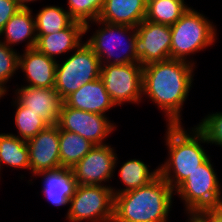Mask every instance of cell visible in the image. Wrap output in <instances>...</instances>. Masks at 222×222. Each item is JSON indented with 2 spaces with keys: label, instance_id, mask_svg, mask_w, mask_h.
<instances>
[{
  "label": "cell",
  "instance_id": "6",
  "mask_svg": "<svg viewBox=\"0 0 222 222\" xmlns=\"http://www.w3.org/2000/svg\"><path fill=\"white\" fill-rule=\"evenodd\" d=\"M210 158L174 190L175 195L184 202L187 214H199L222 204V186Z\"/></svg>",
  "mask_w": 222,
  "mask_h": 222
},
{
  "label": "cell",
  "instance_id": "8",
  "mask_svg": "<svg viewBox=\"0 0 222 222\" xmlns=\"http://www.w3.org/2000/svg\"><path fill=\"white\" fill-rule=\"evenodd\" d=\"M69 222H112L114 195L111 186L79 185L69 201Z\"/></svg>",
  "mask_w": 222,
  "mask_h": 222
},
{
  "label": "cell",
  "instance_id": "14",
  "mask_svg": "<svg viewBox=\"0 0 222 222\" xmlns=\"http://www.w3.org/2000/svg\"><path fill=\"white\" fill-rule=\"evenodd\" d=\"M15 95L23 106L45 119L50 125L57 124L64 101L55 88L22 85L15 90Z\"/></svg>",
  "mask_w": 222,
  "mask_h": 222
},
{
  "label": "cell",
  "instance_id": "31",
  "mask_svg": "<svg viewBox=\"0 0 222 222\" xmlns=\"http://www.w3.org/2000/svg\"><path fill=\"white\" fill-rule=\"evenodd\" d=\"M207 222H222V204L199 213Z\"/></svg>",
  "mask_w": 222,
  "mask_h": 222
},
{
  "label": "cell",
  "instance_id": "20",
  "mask_svg": "<svg viewBox=\"0 0 222 222\" xmlns=\"http://www.w3.org/2000/svg\"><path fill=\"white\" fill-rule=\"evenodd\" d=\"M31 8H21L16 12L0 31L1 42L13 48L16 44L26 41L25 50L33 49L37 43L35 18ZM4 36V37H2Z\"/></svg>",
  "mask_w": 222,
  "mask_h": 222
},
{
  "label": "cell",
  "instance_id": "21",
  "mask_svg": "<svg viewBox=\"0 0 222 222\" xmlns=\"http://www.w3.org/2000/svg\"><path fill=\"white\" fill-rule=\"evenodd\" d=\"M121 182L126 187L116 189L111 186L113 195L123 194L143 187L159 176V166L153 171L140 159H130L122 164L119 170Z\"/></svg>",
  "mask_w": 222,
  "mask_h": 222
},
{
  "label": "cell",
  "instance_id": "22",
  "mask_svg": "<svg viewBox=\"0 0 222 222\" xmlns=\"http://www.w3.org/2000/svg\"><path fill=\"white\" fill-rule=\"evenodd\" d=\"M3 165L30 170L29 151L25 140L12 133H0V172Z\"/></svg>",
  "mask_w": 222,
  "mask_h": 222
},
{
  "label": "cell",
  "instance_id": "3",
  "mask_svg": "<svg viewBox=\"0 0 222 222\" xmlns=\"http://www.w3.org/2000/svg\"><path fill=\"white\" fill-rule=\"evenodd\" d=\"M173 191L159 175L146 186L114 195L112 222H167Z\"/></svg>",
  "mask_w": 222,
  "mask_h": 222
},
{
  "label": "cell",
  "instance_id": "5",
  "mask_svg": "<svg viewBox=\"0 0 222 222\" xmlns=\"http://www.w3.org/2000/svg\"><path fill=\"white\" fill-rule=\"evenodd\" d=\"M91 23L101 27H98V30L85 42L98 56L101 65L139 63L135 54L136 27L111 24L98 19ZM120 50L123 54H120Z\"/></svg>",
  "mask_w": 222,
  "mask_h": 222
},
{
  "label": "cell",
  "instance_id": "13",
  "mask_svg": "<svg viewBox=\"0 0 222 222\" xmlns=\"http://www.w3.org/2000/svg\"><path fill=\"white\" fill-rule=\"evenodd\" d=\"M29 151L30 171L35 176L39 172L61 167L59 151V128L49 125L35 137L26 141Z\"/></svg>",
  "mask_w": 222,
  "mask_h": 222
},
{
  "label": "cell",
  "instance_id": "12",
  "mask_svg": "<svg viewBox=\"0 0 222 222\" xmlns=\"http://www.w3.org/2000/svg\"><path fill=\"white\" fill-rule=\"evenodd\" d=\"M135 54L142 66L171 59L169 25L143 20L136 27Z\"/></svg>",
  "mask_w": 222,
  "mask_h": 222
},
{
  "label": "cell",
  "instance_id": "28",
  "mask_svg": "<svg viewBox=\"0 0 222 222\" xmlns=\"http://www.w3.org/2000/svg\"><path fill=\"white\" fill-rule=\"evenodd\" d=\"M19 54L14 48L1 42L0 39V84L5 88L7 87L6 83L18 70Z\"/></svg>",
  "mask_w": 222,
  "mask_h": 222
},
{
  "label": "cell",
  "instance_id": "23",
  "mask_svg": "<svg viewBox=\"0 0 222 222\" xmlns=\"http://www.w3.org/2000/svg\"><path fill=\"white\" fill-rule=\"evenodd\" d=\"M95 145L80 135L59 129V151L61 167L72 168Z\"/></svg>",
  "mask_w": 222,
  "mask_h": 222
},
{
  "label": "cell",
  "instance_id": "25",
  "mask_svg": "<svg viewBox=\"0 0 222 222\" xmlns=\"http://www.w3.org/2000/svg\"><path fill=\"white\" fill-rule=\"evenodd\" d=\"M35 18L36 34L49 35L66 29L74 20L63 7L50 5L45 6Z\"/></svg>",
  "mask_w": 222,
  "mask_h": 222
},
{
  "label": "cell",
  "instance_id": "33",
  "mask_svg": "<svg viewBox=\"0 0 222 222\" xmlns=\"http://www.w3.org/2000/svg\"><path fill=\"white\" fill-rule=\"evenodd\" d=\"M18 4V6L20 8H24V9H27V8H30L28 5V3L30 4V2H34V1H37V0H15Z\"/></svg>",
  "mask_w": 222,
  "mask_h": 222
},
{
  "label": "cell",
  "instance_id": "4",
  "mask_svg": "<svg viewBox=\"0 0 222 222\" xmlns=\"http://www.w3.org/2000/svg\"><path fill=\"white\" fill-rule=\"evenodd\" d=\"M170 29L171 59L191 62L194 65L190 55L213 45L217 39V29L213 22L191 7L170 26Z\"/></svg>",
  "mask_w": 222,
  "mask_h": 222
},
{
  "label": "cell",
  "instance_id": "34",
  "mask_svg": "<svg viewBox=\"0 0 222 222\" xmlns=\"http://www.w3.org/2000/svg\"><path fill=\"white\" fill-rule=\"evenodd\" d=\"M7 88H5L4 86H2L1 84H0V99L5 95V94H7Z\"/></svg>",
  "mask_w": 222,
  "mask_h": 222
},
{
  "label": "cell",
  "instance_id": "18",
  "mask_svg": "<svg viewBox=\"0 0 222 222\" xmlns=\"http://www.w3.org/2000/svg\"><path fill=\"white\" fill-rule=\"evenodd\" d=\"M85 25L73 21L66 29L49 35H37L35 48L48 57L57 60L63 53L73 52L82 43ZM82 38V39H81Z\"/></svg>",
  "mask_w": 222,
  "mask_h": 222
},
{
  "label": "cell",
  "instance_id": "1",
  "mask_svg": "<svg viewBox=\"0 0 222 222\" xmlns=\"http://www.w3.org/2000/svg\"><path fill=\"white\" fill-rule=\"evenodd\" d=\"M195 67L176 59L143 66V95L164 112L168 125L182 124L181 110L193 84Z\"/></svg>",
  "mask_w": 222,
  "mask_h": 222
},
{
  "label": "cell",
  "instance_id": "11",
  "mask_svg": "<svg viewBox=\"0 0 222 222\" xmlns=\"http://www.w3.org/2000/svg\"><path fill=\"white\" fill-rule=\"evenodd\" d=\"M117 156L109 143L95 145L71 168L74 178L79 185H105L114 176Z\"/></svg>",
  "mask_w": 222,
  "mask_h": 222
},
{
  "label": "cell",
  "instance_id": "17",
  "mask_svg": "<svg viewBox=\"0 0 222 222\" xmlns=\"http://www.w3.org/2000/svg\"><path fill=\"white\" fill-rule=\"evenodd\" d=\"M35 176L43 178L42 193L54 207L66 206L75 194L78 186L71 168L60 167L39 172Z\"/></svg>",
  "mask_w": 222,
  "mask_h": 222
},
{
  "label": "cell",
  "instance_id": "19",
  "mask_svg": "<svg viewBox=\"0 0 222 222\" xmlns=\"http://www.w3.org/2000/svg\"><path fill=\"white\" fill-rule=\"evenodd\" d=\"M147 0H105L98 20L137 27L146 16Z\"/></svg>",
  "mask_w": 222,
  "mask_h": 222
},
{
  "label": "cell",
  "instance_id": "32",
  "mask_svg": "<svg viewBox=\"0 0 222 222\" xmlns=\"http://www.w3.org/2000/svg\"><path fill=\"white\" fill-rule=\"evenodd\" d=\"M188 222H207L200 214H188Z\"/></svg>",
  "mask_w": 222,
  "mask_h": 222
},
{
  "label": "cell",
  "instance_id": "26",
  "mask_svg": "<svg viewBox=\"0 0 222 222\" xmlns=\"http://www.w3.org/2000/svg\"><path fill=\"white\" fill-rule=\"evenodd\" d=\"M13 104H15L14 107H17L14 120L18 129V135L14 136L27 141L50 125L45 119L23 106L16 98L15 101L13 100Z\"/></svg>",
  "mask_w": 222,
  "mask_h": 222
},
{
  "label": "cell",
  "instance_id": "29",
  "mask_svg": "<svg viewBox=\"0 0 222 222\" xmlns=\"http://www.w3.org/2000/svg\"><path fill=\"white\" fill-rule=\"evenodd\" d=\"M196 127L211 145L222 147V112L206 115Z\"/></svg>",
  "mask_w": 222,
  "mask_h": 222
},
{
  "label": "cell",
  "instance_id": "24",
  "mask_svg": "<svg viewBox=\"0 0 222 222\" xmlns=\"http://www.w3.org/2000/svg\"><path fill=\"white\" fill-rule=\"evenodd\" d=\"M188 9L184 0H147L145 20L171 26Z\"/></svg>",
  "mask_w": 222,
  "mask_h": 222
},
{
  "label": "cell",
  "instance_id": "30",
  "mask_svg": "<svg viewBox=\"0 0 222 222\" xmlns=\"http://www.w3.org/2000/svg\"><path fill=\"white\" fill-rule=\"evenodd\" d=\"M20 9L15 0H0V31Z\"/></svg>",
  "mask_w": 222,
  "mask_h": 222
},
{
  "label": "cell",
  "instance_id": "27",
  "mask_svg": "<svg viewBox=\"0 0 222 222\" xmlns=\"http://www.w3.org/2000/svg\"><path fill=\"white\" fill-rule=\"evenodd\" d=\"M104 2L105 0H68L67 11L74 21L85 25L86 34L92 27L90 22L99 18Z\"/></svg>",
  "mask_w": 222,
  "mask_h": 222
},
{
  "label": "cell",
  "instance_id": "9",
  "mask_svg": "<svg viewBox=\"0 0 222 222\" xmlns=\"http://www.w3.org/2000/svg\"><path fill=\"white\" fill-rule=\"evenodd\" d=\"M100 79L116 106L139 104L143 94V66L140 63L101 65Z\"/></svg>",
  "mask_w": 222,
  "mask_h": 222
},
{
  "label": "cell",
  "instance_id": "2",
  "mask_svg": "<svg viewBox=\"0 0 222 222\" xmlns=\"http://www.w3.org/2000/svg\"><path fill=\"white\" fill-rule=\"evenodd\" d=\"M166 126L168 159L159 167V175L175 190L210 157L201 145L209 143L196 126L189 132L182 124Z\"/></svg>",
  "mask_w": 222,
  "mask_h": 222
},
{
  "label": "cell",
  "instance_id": "16",
  "mask_svg": "<svg viewBox=\"0 0 222 222\" xmlns=\"http://www.w3.org/2000/svg\"><path fill=\"white\" fill-rule=\"evenodd\" d=\"M63 101L68 107L102 115L115 106L100 78L83 84Z\"/></svg>",
  "mask_w": 222,
  "mask_h": 222
},
{
  "label": "cell",
  "instance_id": "15",
  "mask_svg": "<svg viewBox=\"0 0 222 222\" xmlns=\"http://www.w3.org/2000/svg\"><path fill=\"white\" fill-rule=\"evenodd\" d=\"M19 54V66L30 87L54 88L57 60L40 53L36 48Z\"/></svg>",
  "mask_w": 222,
  "mask_h": 222
},
{
  "label": "cell",
  "instance_id": "7",
  "mask_svg": "<svg viewBox=\"0 0 222 222\" xmlns=\"http://www.w3.org/2000/svg\"><path fill=\"white\" fill-rule=\"evenodd\" d=\"M57 61L54 88L64 100L83 84L100 78L101 63L84 41L63 61Z\"/></svg>",
  "mask_w": 222,
  "mask_h": 222
},
{
  "label": "cell",
  "instance_id": "10",
  "mask_svg": "<svg viewBox=\"0 0 222 222\" xmlns=\"http://www.w3.org/2000/svg\"><path fill=\"white\" fill-rule=\"evenodd\" d=\"M111 122L106 115L74 109L63 103L56 125L88 139L94 145H103L109 134L115 131L116 124Z\"/></svg>",
  "mask_w": 222,
  "mask_h": 222
}]
</instances>
